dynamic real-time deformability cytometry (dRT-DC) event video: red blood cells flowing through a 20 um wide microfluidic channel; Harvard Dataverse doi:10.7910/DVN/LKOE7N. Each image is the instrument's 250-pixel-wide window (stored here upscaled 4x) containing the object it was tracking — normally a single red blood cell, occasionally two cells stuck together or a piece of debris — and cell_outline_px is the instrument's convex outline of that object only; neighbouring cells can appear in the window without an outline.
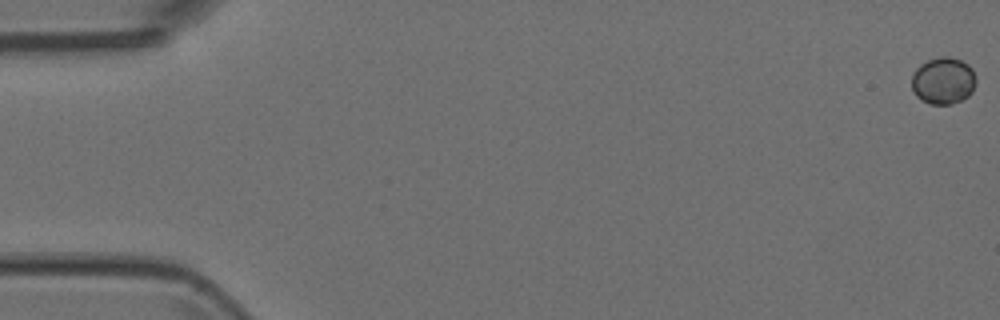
{"species": "Egyptian fruit bat (a non-hibernating species)", "species_latin": "Rousettus aegyptiacus", "temperature_condition": "room temperature", "stored_images_in_passage": 6, "camera_frame_rate_fps": 3000, "um_per_image_px": 0.085, "animal": {"sex": "female"}, "frame": {"image": 1, "passage_image": 1, "time_ms": 0.0, "image_size_px": [1000, 320], "cell_outline_px": [[976, 84], [972, 92], [968, 96], [952, 104], [932, 104], [916, 96], [912, 92], [912, 76], [916, 68], [920, 64], [928, 60], [940, 56], [948, 56], [960, 60], [968, 64], [972, 68], [976, 76]], "centroid_in_image_um": [80.19, 6.85], "position_along_channel_um": 4.8, "area_um2": 17.69}}
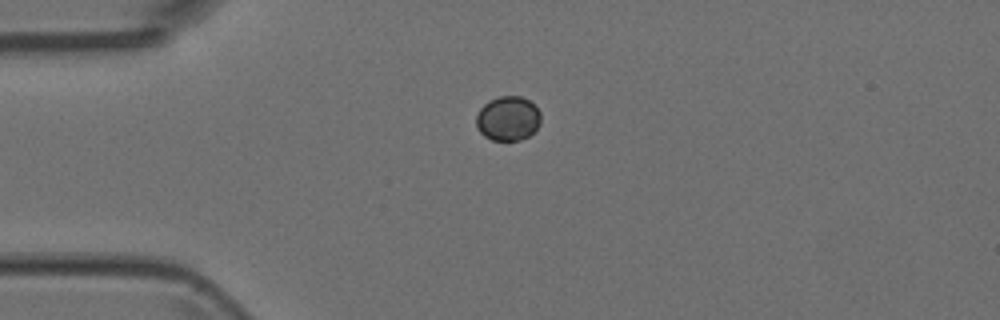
{"frame": {"image": 2, "passage_image": 4, "time_ms": 1.0, "image_size_px": [1000, 320], "cell_outline_px": [[540, 124], [528, 136], [520, 140], [492, 140], [484, 136], [476, 128], [476, 116], [480, 108], [488, 100], [500, 96], [520, 96], [528, 100], [540, 112]], "centroid_in_image_um": [43.14, 10.07], "position_along_channel_um": 41.9, "area_um2": 16.7}}